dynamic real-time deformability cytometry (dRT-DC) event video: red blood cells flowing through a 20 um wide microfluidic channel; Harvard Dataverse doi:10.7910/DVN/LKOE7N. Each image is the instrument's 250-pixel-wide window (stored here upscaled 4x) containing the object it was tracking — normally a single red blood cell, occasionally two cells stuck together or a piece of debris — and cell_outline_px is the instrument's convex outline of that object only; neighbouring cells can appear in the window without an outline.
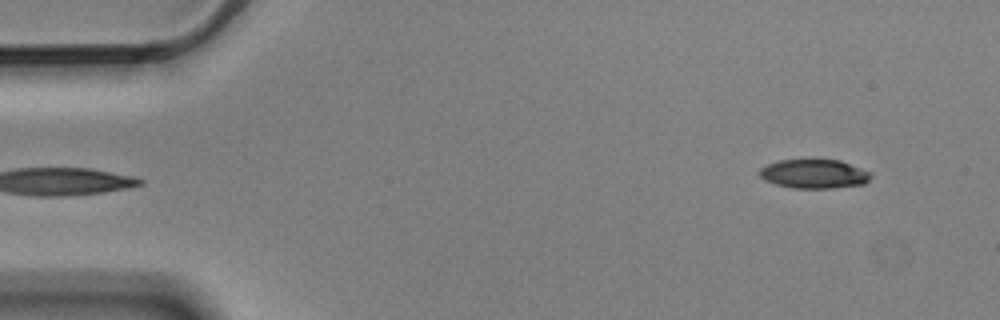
{"species": "Egyptian fruit bat (a non-hibernating species)", "species_latin": "Rousettus aegyptiacus", "temperature_condition": "cold", "stored_images_in_passage": 5, "segment_of_instrument_passage": [2, 2], "camera_frame_rate_fps": 3000, "um_per_image_px": 0.085, "animal": {"sex": "male"}, "frame": {"image": 1, "passage_image": 5, "time_ms": 1.333, "image_size_px": [1000, 320], "cell_outline_px": [[872, 176], [864, 184], [832, 188], [792, 188], [776, 184], [764, 180], [760, 176], [760, 168], [768, 164], [780, 160], [840, 160], [872, 172]], "centroid_in_image_um": [69.22, 14.78], "position_along_channel_um": 15.8, "area_um2": 18.79}}